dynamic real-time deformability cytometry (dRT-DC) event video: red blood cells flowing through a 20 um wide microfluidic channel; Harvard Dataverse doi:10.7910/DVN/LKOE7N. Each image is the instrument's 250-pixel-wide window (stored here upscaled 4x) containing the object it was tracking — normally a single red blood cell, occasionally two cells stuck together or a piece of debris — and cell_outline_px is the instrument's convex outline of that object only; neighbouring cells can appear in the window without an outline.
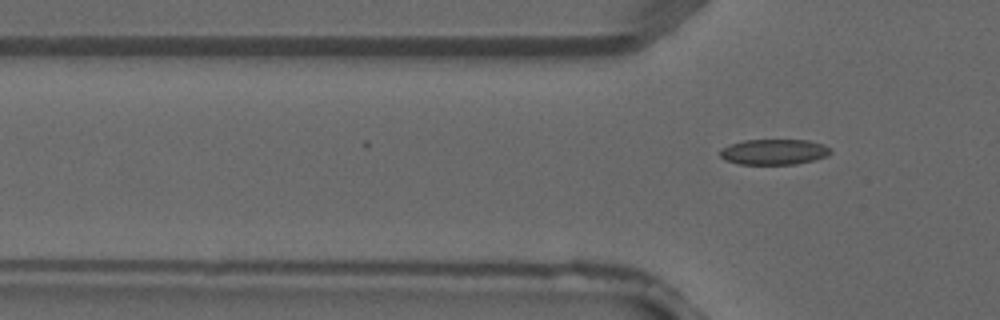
{"species": "common noctule bat (a hibernating species)", "species_latin": "Nyctalus noctula", "temperature_condition": "warm", "stored_images_in_passage": 4, "camera_frame_rate_fps": 3000, "um_per_image_px": 0.085, "animal": {"sex": "male", "forearm_length_mm": 52.5}, "frame": {"image": 1, "passage_image": 4, "time_ms": 1.0, "image_size_px": [1000, 320], "cell_outline_px": [[832, 152], [828, 156], [796, 164], [740, 164], [724, 160], [720, 156], [720, 148], [744, 140], [808, 140], [824, 144], [832, 148]], "centroid_in_image_um": [65.81, 12.91], "position_along_channel_um": 60.0, "area_um2": 16.53}}